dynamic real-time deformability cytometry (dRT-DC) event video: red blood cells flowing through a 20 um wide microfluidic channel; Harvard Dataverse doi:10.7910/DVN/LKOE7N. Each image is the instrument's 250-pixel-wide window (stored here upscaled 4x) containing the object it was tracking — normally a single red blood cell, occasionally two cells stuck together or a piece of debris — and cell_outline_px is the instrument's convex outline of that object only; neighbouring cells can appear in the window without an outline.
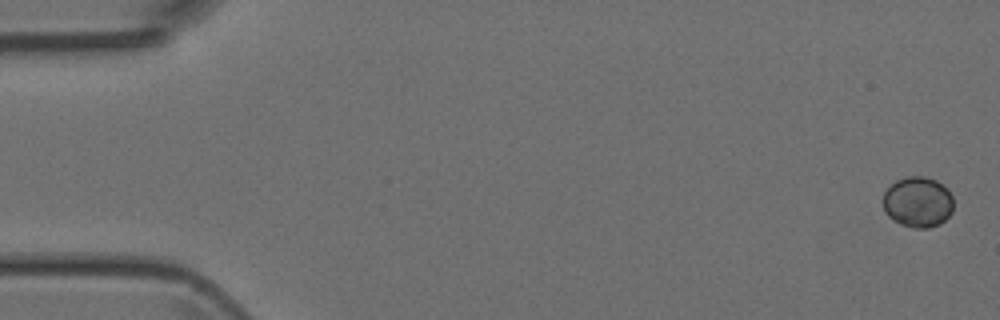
{"species": "Egyptian fruit bat (a non-hibernating species)", "species_latin": "Rousettus aegyptiacus", "temperature_condition": "room temperature", "stored_images_in_passage": 6, "camera_frame_rate_fps": 3000, "um_per_image_px": 0.085, "animal": {"sex": "female"}, "frame": {"image": 1, "passage_image": 1, "time_ms": 0.0, "image_size_px": [1000, 320], "cell_outline_px": [[952, 212], [940, 224], [928, 228], [912, 228], [900, 224], [892, 220], [884, 212], [880, 200], [884, 192], [896, 180], [904, 176], [924, 176], [936, 180], [948, 188], [952, 196]], "centroid_in_image_um": [77.97, 17.17], "position_along_channel_um": 7.0, "area_um2": 21.27}}
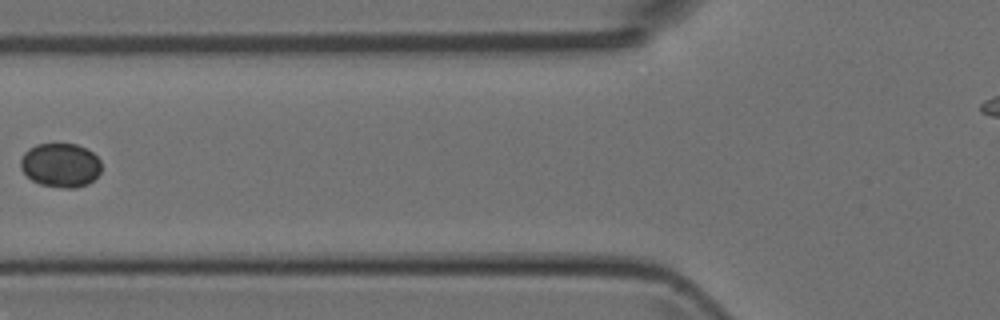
{"frame": {"image": 2, "passage_image": 6, "time_ms": 6.333, "image_size_px": [1000, 320], "cell_outline_px": [[100, 172], [88, 184], [76, 188], [64, 188], [40, 184], [32, 180], [20, 168], [20, 160], [24, 152], [28, 148], [36, 144], [76, 144], [92, 152], [100, 160]], "centroid_in_image_um": [5.12, 14.04], "position_along_channel_um": 120.7, "area_um2": 20.69}}